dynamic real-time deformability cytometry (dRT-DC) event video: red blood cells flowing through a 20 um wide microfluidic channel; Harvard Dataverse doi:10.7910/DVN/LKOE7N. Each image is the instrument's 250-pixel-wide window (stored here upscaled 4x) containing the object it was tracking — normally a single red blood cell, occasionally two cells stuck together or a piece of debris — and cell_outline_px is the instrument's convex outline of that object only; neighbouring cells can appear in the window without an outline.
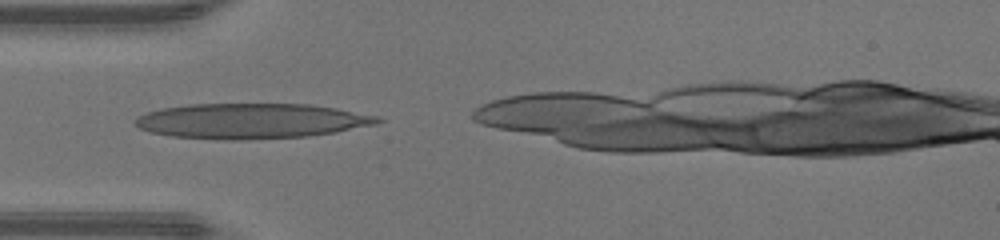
{"species": "human", "species_latin": "Homo sapiens", "temperature_condition": "warm", "stored_images_in_passage": 11, "camera_frame_rate_fps": 3000, "um_per_image_px": 0.085, "donor": {"sex": "male"}, "frame": {"image": 1, "passage_image": 2, "time_ms": 0.333, "image_size_px": [1000, 240], "cell_outline_px": [[384, 120], [376, 124], [336, 132], [308, 136], [240, 140], [216, 140], [172, 136], [148, 132], [140, 128], [132, 120], [136, 116], [160, 108], [188, 104], [312, 104], [336, 108], [380, 116]], "centroid_in_image_um": [21.34, 10.28], "position_along_channel_um": 63.7, "area_um2": 50.17}}
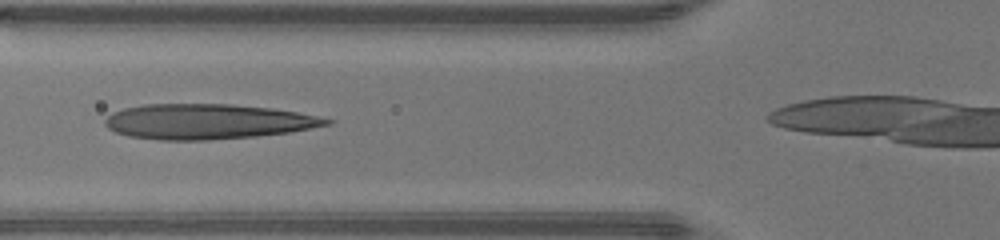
{"frame": {"image": 2, "passage_image": 5, "time_ms": 1.333, "image_size_px": [1000, 240], "cell_outline_px": [[336, 120], [332, 124], [288, 132], [256, 136], [204, 140], [160, 140], [128, 136], [116, 132], [108, 128], [104, 124], [104, 120], [112, 112], [124, 108], [144, 104], [232, 104], [272, 108], [296, 112]], "centroid_in_image_um": [17.62, 10.33], "position_along_channel_um": 108.2, "area_um2": 45.32}}
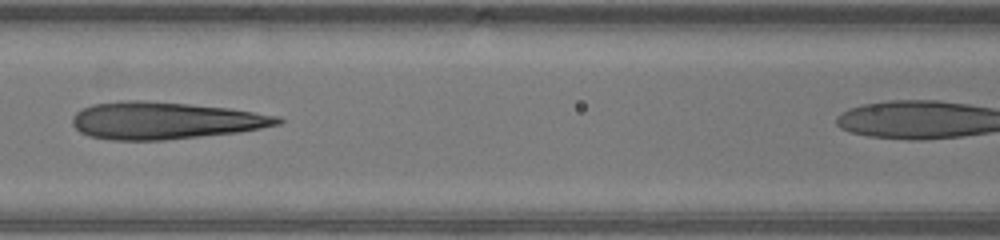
{"frame": {"image": 3, "passage_image": 8, "time_ms": 2.333, "image_size_px": [1000, 240], "cell_outline_px": [[284, 120], [280, 124], [260, 128], [236, 132], [164, 140], [112, 140], [88, 136], [80, 132], [72, 124], [72, 116], [76, 112], [92, 104], [120, 100], [140, 100], [188, 104], [228, 108], [280, 116]], "centroid_in_image_um": [13.97, 10.24], "position_along_channel_um": 152.6, "area_um2": 44.33}}